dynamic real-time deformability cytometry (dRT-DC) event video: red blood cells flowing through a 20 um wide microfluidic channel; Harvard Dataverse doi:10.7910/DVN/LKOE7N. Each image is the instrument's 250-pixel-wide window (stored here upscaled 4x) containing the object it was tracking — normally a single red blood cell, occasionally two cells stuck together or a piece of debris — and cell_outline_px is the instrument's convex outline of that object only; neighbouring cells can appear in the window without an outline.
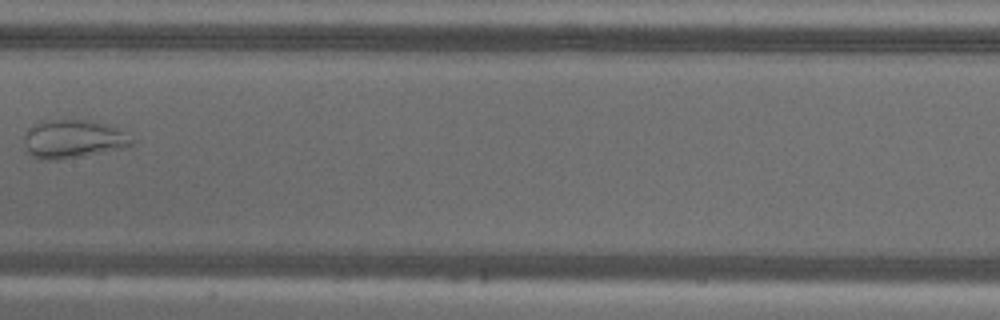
{"species": "common noctule bat (a hibernating species)", "species_latin": "Nyctalus noctula", "temperature_condition": "warm", "stored_images_in_passage": 7, "camera_frame_rate_fps": 3000, "um_per_image_px": 0.085, "animal": {"sex": "male", "body_mass_g": 18.8}, "frame": {"image": 1, "passage_image": 6, "time_ms": 1.667, "image_size_px": [1000, 320], "cell_outline_px": [[136, 140], [128, 148], [84, 156], [56, 160], [40, 160], [32, 156], [28, 152], [24, 144], [24, 136], [32, 124], [40, 120], [88, 120], [104, 124], [124, 132]], "centroid_in_image_um": [6.21, 11.83], "position_along_channel_um": 201.2, "area_um2": 24.39}}
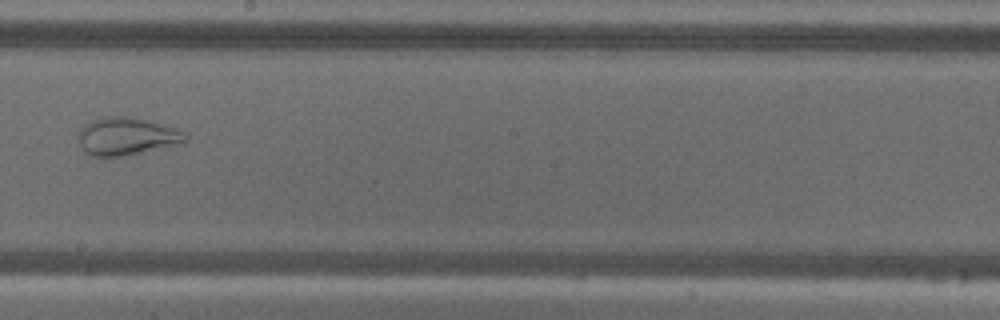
{"frame": {"image": 2, "passage_image": 7, "time_ms": 2.0, "image_size_px": [1000, 320], "cell_outline_px": [[188, 140], [184, 144], [124, 156], [88, 156], [80, 148], [80, 128], [88, 120], [100, 116], [124, 116], [148, 120], [176, 128], [184, 132], [188, 136]], "centroid_in_image_um": [10.78, 11.59], "position_along_channel_um": 237.4, "area_um2": 24.04}}